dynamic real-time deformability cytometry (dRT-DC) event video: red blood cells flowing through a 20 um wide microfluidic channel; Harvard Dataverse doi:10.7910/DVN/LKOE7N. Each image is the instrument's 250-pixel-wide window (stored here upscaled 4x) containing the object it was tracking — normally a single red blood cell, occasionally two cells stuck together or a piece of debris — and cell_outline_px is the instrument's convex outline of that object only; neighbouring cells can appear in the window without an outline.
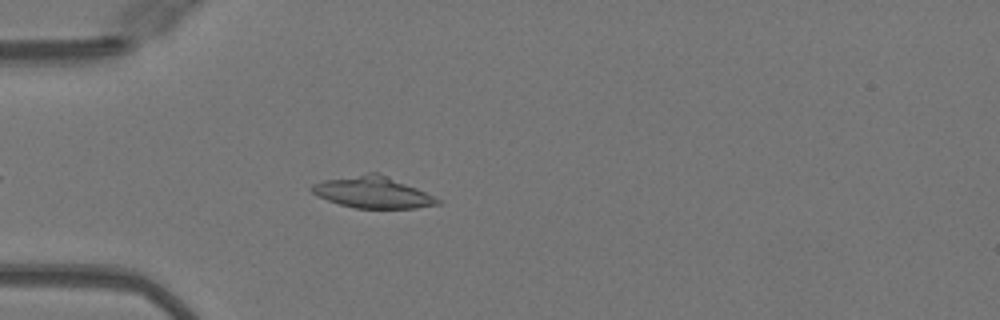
{"species": "Egyptian fruit bat (a non-hibernating species)", "species_latin": "Rousettus aegyptiacus", "temperature_condition": "warm", "stored_images_in_passage": 14, "camera_frame_rate_fps": 3000, "um_per_image_px": 0.085, "animal": {"sex": "female"}, "frame": {"image": 1, "passage_image": 7, "time_ms": 2.0, "image_size_px": [1000, 320], "cell_outline_px": [[440, 204], [416, 208], [356, 208], [340, 204], [328, 200], [312, 192], [308, 188], [312, 184], [324, 180], [368, 172], [380, 172], [416, 188], [440, 200]], "centroid_in_image_um": [31.66, 16.33], "position_along_channel_um": 53.3, "area_um2": 22.89}}
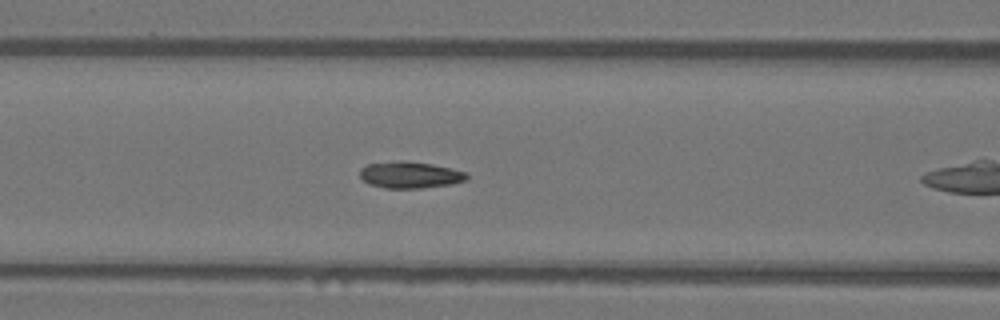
{"frame": {"image": 2, "passage_image": 10, "time_ms": 3.0, "image_size_px": [1000, 320], "cell_outline_px": [[468, 176], [464, 180], [452, 184], [424, 188], [384, 188], [368, 184], [360, 176], [360, 168], [368, 164], [400, 160], [404, 160], [432, 164], [468, 172]], "centroid_in_image_um": [34.84, 14.86], "position_along_channel_um": 131.8, "area_um2": 16.65}}